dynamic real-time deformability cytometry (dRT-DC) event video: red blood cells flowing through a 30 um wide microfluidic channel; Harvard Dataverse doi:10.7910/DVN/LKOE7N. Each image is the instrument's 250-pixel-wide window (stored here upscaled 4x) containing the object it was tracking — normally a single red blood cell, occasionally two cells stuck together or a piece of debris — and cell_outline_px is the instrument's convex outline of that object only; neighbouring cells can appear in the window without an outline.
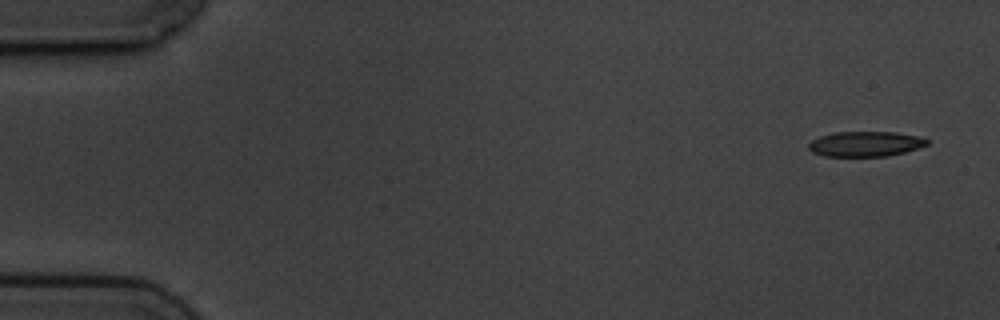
{"species": "common noctule bat (a hibernating species)", "species_latin": "Nyctalus noctula", "temperature_condition": "cold", "stored_images_in_passage": 7, "camera_frame_rate_fps": 3000, "um_per_image_px": 0.085, "animal": {"sex": "male", "body_mass_g": 19.5, "forearm_length_mm": 54.6}, "frame": {"image": 1, "passage_image": 1, "time_ms": 0.0, "image_size_px": [1000, 320], "cell_outline_px": [[928, 144], [904, 152], [888, 156], [824, 156], [812, 152], [808, 148], [808, 144], [812, 140], [820, 136], [836, 132], [896, 132], [916, 136], [928, 140]], "centroid_in_image_um": [73.52, 12.23], "position_along_channel_um": 11.5, "area_um2": 17.17}}
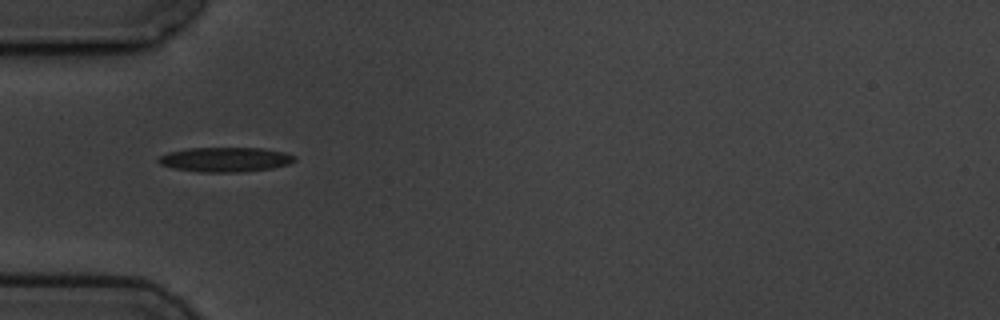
{"frame": {"image": 2, "passage_image": 5, "time_ms": 5.0, "image_size_px": [1000, 320], "cell_outline_px": [[296, 160], [288, 164], [272, 168], [236, 172], [200, 172], [172, 168], [160, 164], [156, 160], [160, 156], [168, 152], [188, 148], [260, 148], [284, 152], [296, 156]], "centroid_in_image_um": [19.12, 13.56], "position_along_channel_um": 65.9, "area_um2": 19.48}}
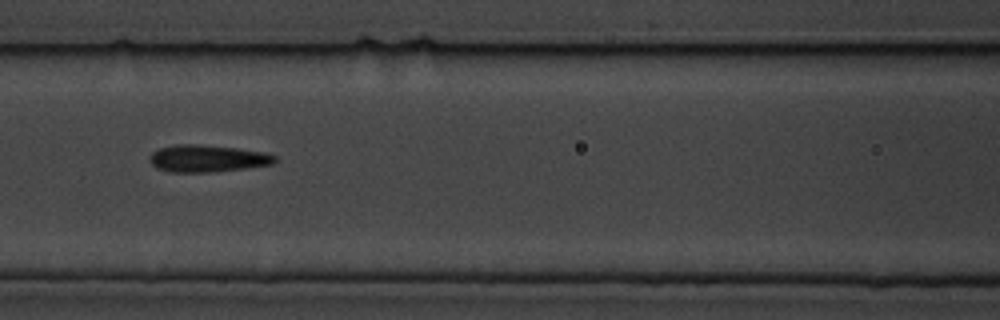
{"frame": {"image": 3, "passage_image": 7, "time_ms": 7.333, "image_size_px": [1000, 320], "cell_outline_px": [[276, 160], [272, 164], [216, 172], [168, 172], [156, 168], [152, 164], [152, 152], [160, 148], [176, 144], [196, 144], [236, 148], [264, 152], [276, 156]], "centroid_in_image_um": [17.63, 13.47], "position_along_channel_um": 149.0, "area_um2": 19.59}}